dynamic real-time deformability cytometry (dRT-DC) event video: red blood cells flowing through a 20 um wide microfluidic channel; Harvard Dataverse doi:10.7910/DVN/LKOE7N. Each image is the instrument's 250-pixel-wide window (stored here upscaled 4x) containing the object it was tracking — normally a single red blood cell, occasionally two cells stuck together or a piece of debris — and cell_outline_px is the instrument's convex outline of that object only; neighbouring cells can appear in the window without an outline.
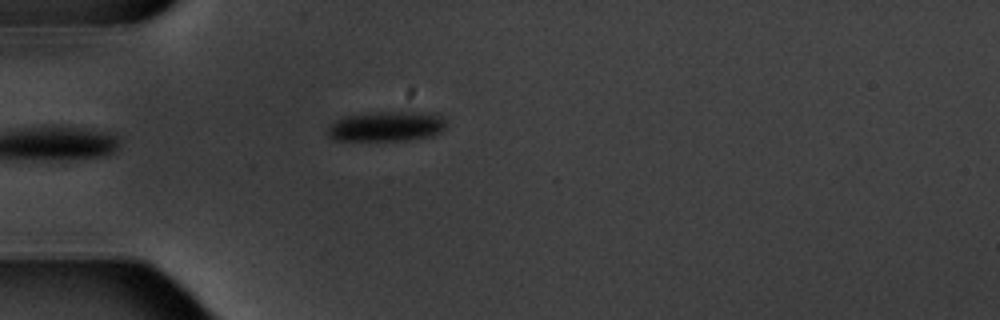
{"species": "common noctule bat (a hibernating species)", "species_latin": "Nyctalus noctula", "temperature_condition": "warm", "stored_images_in_passage": 5, "camera_frame_rate_fps": 3000, "um_per_image_px": 0.085, "animal": {"sex": "male", "body_mass_g": 20.1, "forearm_length_mm": 53.5}, "frame": {"image": 1, "passage_image": 5, "time_ms": 5.0, "image_size_px": [1000, 320], "cell_outline_px": [[448, 128], [432, 136], [408, 140], [332, 140], [324, 132], [336, 120], [344, 116], [368, 112], [440, 112], [448, 120]], "centroid_in_image_um": [32.94, 10.72], "position_along_channel_um": 52.1, "area_um2": 21.44}}